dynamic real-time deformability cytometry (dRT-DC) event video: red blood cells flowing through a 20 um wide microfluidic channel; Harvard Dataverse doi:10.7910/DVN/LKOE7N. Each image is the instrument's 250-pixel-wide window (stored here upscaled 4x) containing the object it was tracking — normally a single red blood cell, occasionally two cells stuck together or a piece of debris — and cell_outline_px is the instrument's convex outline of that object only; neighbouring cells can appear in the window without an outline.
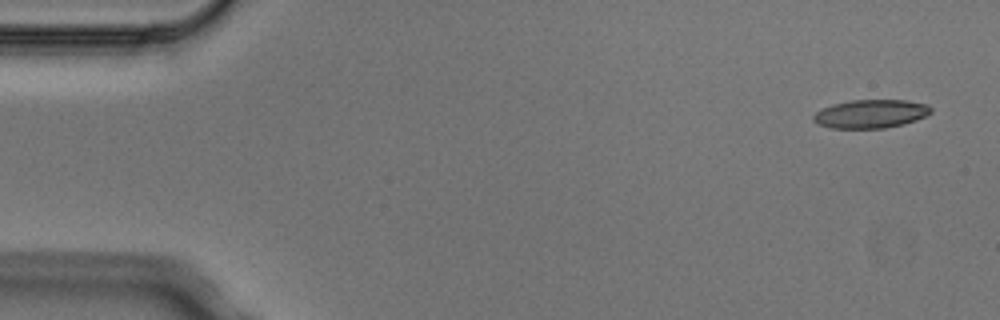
{"species": "Egyptian fruit bat (a non-hibernating species)", "species_latin": "Rousettus aegyptiacus", "temperature_condition": "cold", "stored_images_in_passage": 5, "camera_frame_rate_fps": 3000, "um_per_image_px": 0.085, "animal": {"sex": "male"}, "frame": {"image": 1, "passage_image": 1, "time_ms": 0.0, "image_size_px": [1000, 320], "cell_outline_px": [[932, 112], [928, 116], [904, 124], [884, 128], [832, 128], [816, 124], [812, 120], [812, 116], [816, 112], [832, 104], [852, 100], [904, 100], [928, 104], [932, 108]], "centroid_in_image_um": [74.03, 9.68], "position_along_channel_um": 11.0, "area_um2": 19.65}}
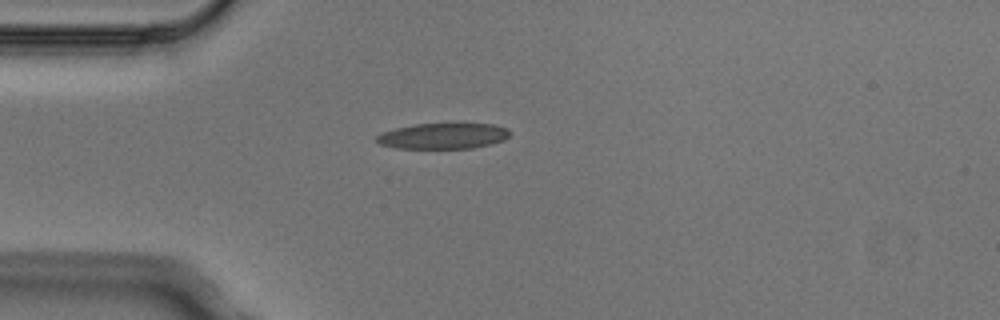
{"frame": {"image": 2, "passage_image": 4, "time_ms": 1.0, "image_size_px": [1000, 320], "cell_outline_px": [[512, 132], [504, 140], [492, 144], [472, 148], [396, 148], [380, 144], [376, 140], [376, 136], [380, 132], [396, 128], [416, 124], [496, 124], [508, 128]], "centroid_in_image_um": [37.69, 11.56], "position_along_channel_um": 47.3, "area_um2": 20.06}}